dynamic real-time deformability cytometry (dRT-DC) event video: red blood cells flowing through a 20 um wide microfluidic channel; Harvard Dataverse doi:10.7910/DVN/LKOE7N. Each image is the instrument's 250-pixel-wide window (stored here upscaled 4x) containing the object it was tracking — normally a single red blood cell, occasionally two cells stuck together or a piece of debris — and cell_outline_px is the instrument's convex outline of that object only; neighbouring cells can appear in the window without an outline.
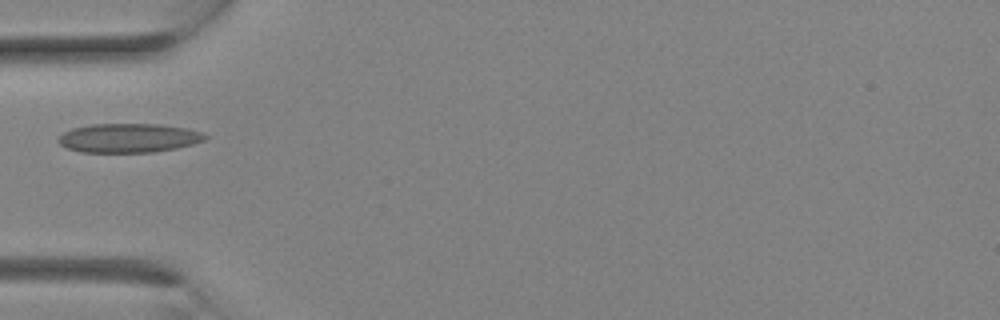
{"species": "Egyptian fruit bat (a non-hibernating species)", "species_latin": "Rousettus aegyptiacus", "temperature_condition": "room temperature", "stored_images_in_passage": 11, "camera_frame_rate_fps": 3000, "um_per_image_px": 0.085, "animal": {"sex": "female"}, "frame": {"image": 1, "passage_image": 10, "time_ms": 3.0, "image_size_px": [1000, 320], "cell_outline_px": [[208, 136], [204, 140], [192, 144], [176, 148], [152, 152], [80, 152], [68, 148], [60, 144], [56, 140], [64, 132], [72, 128], [92, 124], [156, 124], [188, 128], [204, 132]], "centroid_in_image_um": [10.94, 11.72], "position_along_channel_um": 74.1, "area_um2": 24.85}}